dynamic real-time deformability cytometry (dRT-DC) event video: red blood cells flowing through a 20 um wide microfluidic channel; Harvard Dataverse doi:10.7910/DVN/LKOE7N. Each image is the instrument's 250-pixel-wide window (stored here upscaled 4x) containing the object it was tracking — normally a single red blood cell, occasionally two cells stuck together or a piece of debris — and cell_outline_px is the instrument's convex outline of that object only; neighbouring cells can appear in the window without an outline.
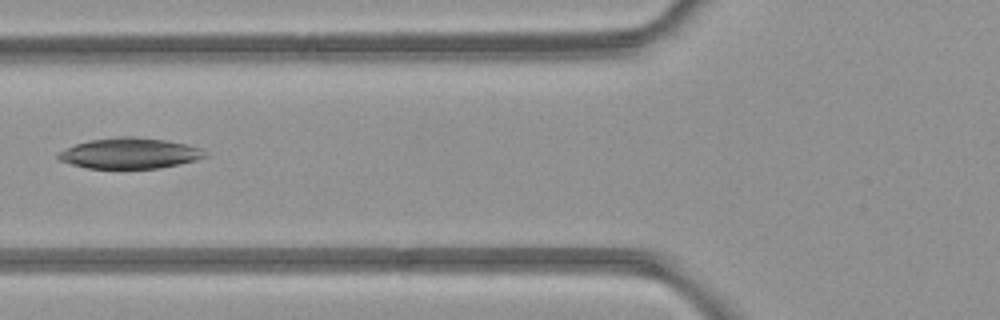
{"species": "common noctule bat (a hibernating species)", "species_latin": "Nyctalus noctula", "temperature_condition": "room temperature", "stored_images_in_passage": 5, "camera_frame_rate_fps": 3000, "um_per_image_px": 0.085, "animal": {"sex": "female", "body_mass_g": 21.9}, "frame": {"image": 1, "passage_image": 4, "time_ms": 3.333, "image_size_px": [1000, 320], "cell_outline_px": [[208, 156], [196, 160], [180, 164], [160, 168], [88, 168], [72, 164], [60, 160], [56, 156], [56, 152], [76, 144], [88, 140], [120, 136], [132, 136], [164, 140], [188, 144], [200, 148]], "centroid_in_image_um": [11.01, 13.02], "position_along_channel_um": 114.8, "area_um2": 26.24}}
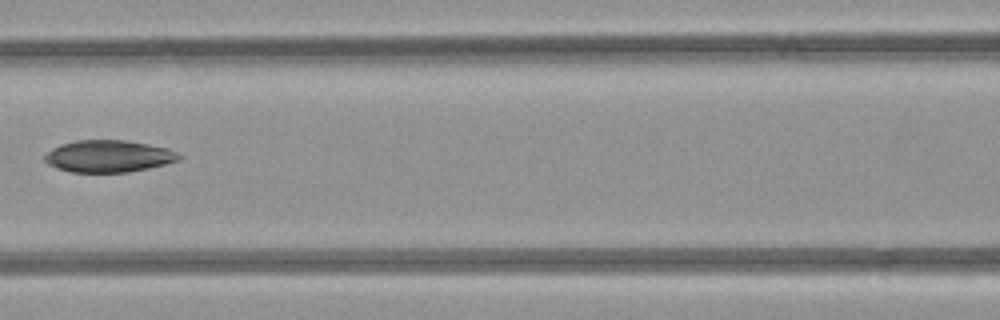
{"frame": {"image": 2, "passage_image": 5, "time_ms": 4.333, "image_size_px": [1000, 320], "cell_outline_px": [[184, 156], [176, 160], [164, 164], [148, 168], [128, 172], [72, 172], [48, 164], [44, 160], [44, 156], [52, 148], [60, 144], [76, 140], [124, 140], [148, 144], [168, 148]], "centroid_in_image_um": [9.22, 13.27], "position_along_channel_um": 157.4, "area_um2": 24.85}}